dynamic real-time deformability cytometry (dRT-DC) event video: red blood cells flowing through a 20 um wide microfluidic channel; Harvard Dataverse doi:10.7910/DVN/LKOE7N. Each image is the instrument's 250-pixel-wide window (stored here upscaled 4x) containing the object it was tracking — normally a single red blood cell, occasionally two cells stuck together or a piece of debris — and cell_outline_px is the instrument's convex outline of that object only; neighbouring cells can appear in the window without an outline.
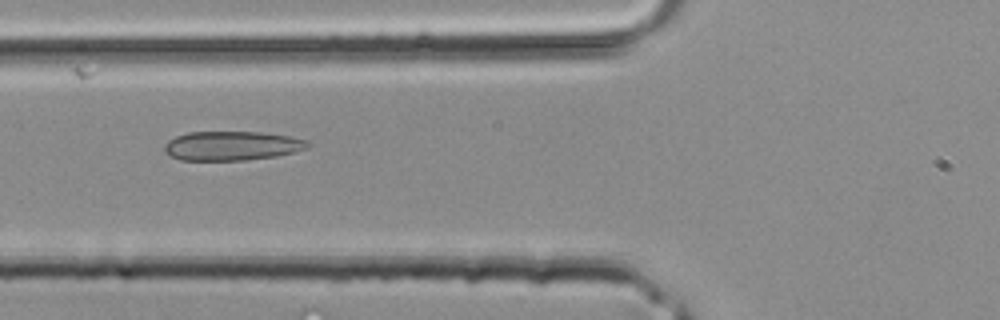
{"species": "common noctule bat (a hibernating species)", "species_latin": "Nyctalus noctula", "temperature_condition": "room temperature", "stored_images_in_passage": 4, "camera_frame_rate_fps": 3000, "um_per_image_px": 0.085, "animal": {"sex": "male", "body_mass_g": 20.4}, "frame": {"image": 1, "passage_image": 4, "time_ms": 1.0, "image_size_px": [1000, 320], "cell_outline_px": [[312, 144], [308, 148], [296, 152], [276, 156], [244, 160], [180, 160], [164, 152], [164, 144], [168, 140], [176, 136], [188, 132], [260, 132], [292, 136], [308, 140]], "centroid_in_image_um": [19.75, 12.39], "position_along_channel_um": 106.0, "area_um2": 24.62}}